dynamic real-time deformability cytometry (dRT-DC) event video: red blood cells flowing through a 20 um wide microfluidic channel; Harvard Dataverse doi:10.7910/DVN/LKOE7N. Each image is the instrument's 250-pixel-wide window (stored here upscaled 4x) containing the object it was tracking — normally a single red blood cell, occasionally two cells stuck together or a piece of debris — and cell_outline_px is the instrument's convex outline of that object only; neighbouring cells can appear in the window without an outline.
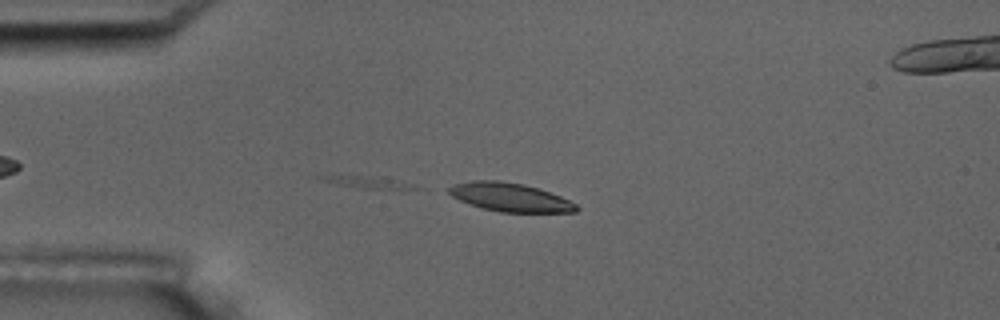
{"species": "common noctule bat (a hibernating species)", "species_latin": "Nyctalus noctula", "temperature_condition": "room temperature", "stored_images_in_passage": 3, "camera_frame_rate_fps": 3000, "um_per_image_px": 0.085, "animal": {"sex": "male", "body_mass_g": 17.5, "forearm_length_mm": 52.3}, "frame": {"image": 1, "passage_image": 3, "time_ms": 2.333, "image_size_px": [1000, 320], "cell_outline_px": [[580, 208], [576, 212], [500, 212], [484, 208], [460, 200], [452, 196], [448, 192], [448, 188], [456, 184], [472, 180], [500, 180], [524, 184], [560, 196], [576, 204]], "centroid_in_image_um": [43.37, 16.76], "position_along_channel_um": 41.6, "area_um2": 20.92}}